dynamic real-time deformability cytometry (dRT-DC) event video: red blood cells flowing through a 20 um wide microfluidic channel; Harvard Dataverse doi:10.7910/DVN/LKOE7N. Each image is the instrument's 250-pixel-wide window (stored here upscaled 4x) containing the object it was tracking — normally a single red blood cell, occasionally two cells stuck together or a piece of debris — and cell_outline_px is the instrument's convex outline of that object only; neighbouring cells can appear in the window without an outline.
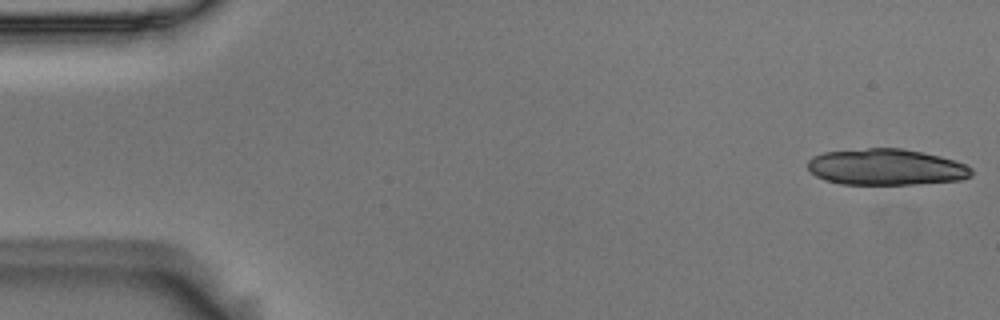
{"species": "Egyptian fruit bat (a non-hibernating species)", "species_latin": "Rousettus aegyptiacus", "temperature_condition": "room temperature", "stored_images_in_passage": 19, "camera_frame_rate_fps": 3000, "um_per_image_px": 0.085, "animal": {"sex": "male"}, "frame": {"image": 1, "passage_image": 1, "time_ms": 0.0, "image_size_px": [1000, 320], "cell_outline_px": [[972, 176], [960, 180], [912, 184], [840, 184], [816, 176], [808, 168], [808, 160], [812, 156], [824, 152], [868, 148], [904, 148], [924, 152], [940, 156], [964, 164], [972, 168]], "centroid_in_image_um": [75.32, 14.19], "position_along_channel_um": 9.7, "area_um2": 34.51}}